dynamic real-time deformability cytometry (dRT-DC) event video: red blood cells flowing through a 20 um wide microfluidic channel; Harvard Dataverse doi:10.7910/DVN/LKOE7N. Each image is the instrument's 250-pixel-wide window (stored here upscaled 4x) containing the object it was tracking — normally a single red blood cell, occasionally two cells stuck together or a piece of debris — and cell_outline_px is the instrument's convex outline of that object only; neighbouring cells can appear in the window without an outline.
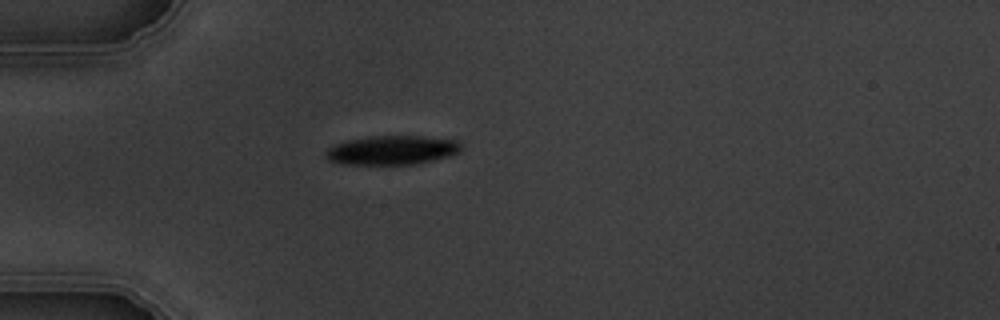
{"species": "common noctule bat (a hibernating species)", "species_latin": "Nyctalus noctula", "temperature_condition": "warm", "stored_images_in_passage": 2, "camera_frame_rate_fps": 3000, "um_per_image_px": 0.085, "animal": {"sex": "male", "body_mass_g": 19.5, "forearm_length_mm": 54.6}, "frame": {"image": 1, "passage_image": 1, "time_ms": 0.0, "image_size_px": [1000, 320], "cell_outline_px": [[460, 148], [456, 152], [448, 156], [416, 164], [340, 164], [328, 160], [324, 156], [324, 152], [328, 148], [336, 144], [348, 140], [368, 136], [420, 136], [460, 140]], "centroid_in_image_um": [33.27, 12.76], "position_along_channel_um": 51.7, "area_um2": 22.89}}